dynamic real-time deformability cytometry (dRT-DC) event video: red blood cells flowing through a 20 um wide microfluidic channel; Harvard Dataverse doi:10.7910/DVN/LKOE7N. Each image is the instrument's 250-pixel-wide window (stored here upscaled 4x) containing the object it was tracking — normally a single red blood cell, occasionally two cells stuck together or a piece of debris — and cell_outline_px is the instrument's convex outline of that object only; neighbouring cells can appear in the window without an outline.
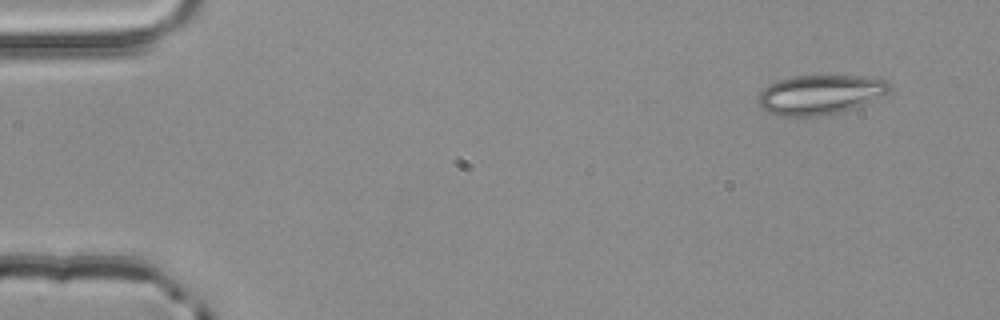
{"species": "common noctule bat (a hibernating species)", "species_latin": "Nyctalus noctula", "temperature_condition": "room temperature", "stored_images_in_passage": 5, "segment_of_instrument_passage": [2, 2], "camera_frame_rate_fps": 3000, "um_per_image_px": 0.085, "animal": {"sex": "male", "body_mass_g": 20.4}, "frame": {"image": 1, "passage_image": 5, "time_ms": 1.333, "image_size_px": [1000, 320], "cell_outline_px": [[892, 84], [888, 92], [852, 108], [840, 112], [816, 116], [784, 116], [768, 112], [756, 100], [760, 92], [768, 84], [776, 80], [792, 76], [860, 76], [884, 80]], "centroid_in_image_um": [69.65, 8.03], "position_along_channel_um": 15.4, "area_um2": 29.82}}